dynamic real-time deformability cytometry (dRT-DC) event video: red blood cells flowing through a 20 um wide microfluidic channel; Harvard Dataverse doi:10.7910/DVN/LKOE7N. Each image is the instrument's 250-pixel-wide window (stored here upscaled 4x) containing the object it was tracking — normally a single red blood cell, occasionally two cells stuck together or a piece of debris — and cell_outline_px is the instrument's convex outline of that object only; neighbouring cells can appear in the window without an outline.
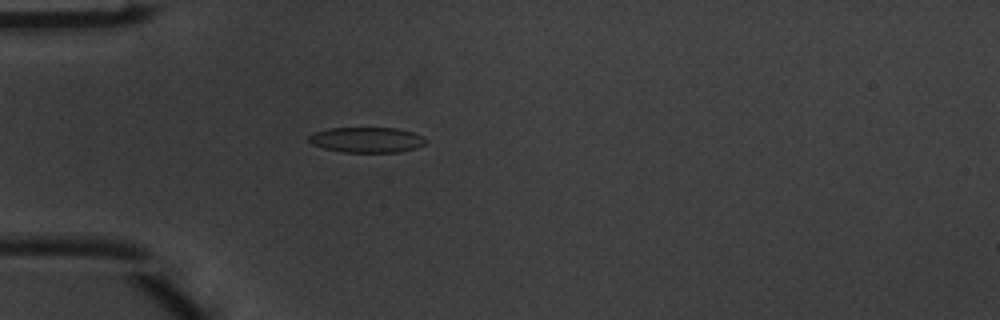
{"species": "common noctule bat (a hibernating species)", "species_latin": "Nyctalus noctula", "temperature_condition": "warm", "stored_images_in_passage": 1, "camera_frame_rate_fps": 3000, "um_per_image_px": 0.085, "animal": {"sex": "male", "body_mass_g": 20.1, "forearm_length_mm": 53.5}, "frame": {"image": 1, "passage_image": 1, "time_ms": 0.0, "image_size_px": [1000, 320], "cell_outline_px": [[428, 140], [424, 144], [416, 148], [400, 152], [344, 152], [324, 148], [312, 144], [308, 140], [308, 136], [316, 132], [328, 128], [396, 128], [412, 132], [424, 136]], "centroid_in_image_um": [31.21, 11.88], "position_along_channel_um": 53.8, "area_um2": 17.28}}